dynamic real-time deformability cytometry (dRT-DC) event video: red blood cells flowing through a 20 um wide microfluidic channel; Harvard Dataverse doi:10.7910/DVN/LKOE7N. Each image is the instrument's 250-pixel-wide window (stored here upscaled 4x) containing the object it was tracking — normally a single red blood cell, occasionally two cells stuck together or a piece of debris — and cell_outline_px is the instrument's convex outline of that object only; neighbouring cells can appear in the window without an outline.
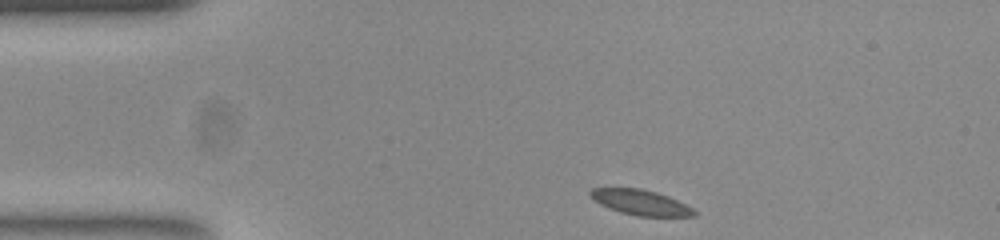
{"species": "common noctule bat (a hibernating species)", "species_latin": "Nyctalus noctula", "temperature_condition": "room temperature", "stored_images_in_passage": 47, "camera_frame_rate_fps": 3000, "um_per_image_px": 0.085, "animal": {"sex": "female", "body_mass_g": 23.0, "forearm_length_mm": 53.4}, "frame": {"image": 1, "passage_image": 1, "time_ms": 0.0, "image_size_px": [1000, 240], "cell_outline_px": [[696, 216], [636, 216], [620, 212], [600, 204], [588, 192], [592, 188], [640, 188], [656, 192], [668, 196], [692, 208], [696, 212]], "centroid_in_image_um": [54.45, 17.2], "position_along_channel_um": 30.5, "area_um2": 15.03}}
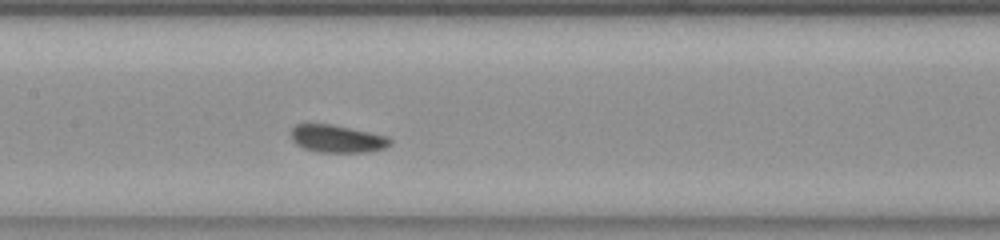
{"frame": {"image": 2, "passage_image": 17, "time_ms": 5.333, "image_size_px": [1000, 240], "cell_outline_px": [[392, 140], [384, 148], [364, 152], [320, 152], [304, 148], [296, 144], [292, 140], [292, 128], [296, 124], [328, 124], [388, 136]], "centroid_in_image_um": [28.63, 11.8], "position_along_channel_um": 178.8, "area_um2": 15.55}}
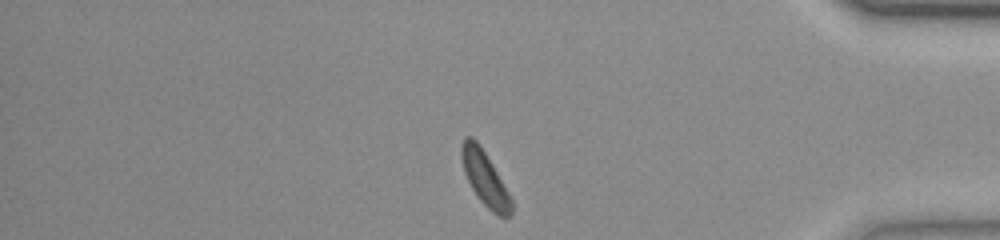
{"frame": {"image": 3, "passage_image": 37, "time_ms": 12.0, "image_size_px": [1000, 240], "cell_outline_px": [[512, 212], [508, 216], [500, 216], [492, 212], [480, 200], [472, 188], [464, 172], [460, 152], [460, 144], [464, 136], [472, 136], [476, 140], [484, 152], [496, 172], [512, 200]], "centroid_in_image_um": [41.17, 15.13], "position_along_channel_um": 394.0, "area_um2": 15.32}, "authors_computed_cell_mechanics": {"area_um2": 15.4904, "velocity_mm_per_s": 3.7034, "shape_relaxation_time_tau1_ms": 0.7623, "shape_relaxation_time_tau2_ms": null, "deformation_change_tau1": 0.0435, "deformation_change_tau2": null}}